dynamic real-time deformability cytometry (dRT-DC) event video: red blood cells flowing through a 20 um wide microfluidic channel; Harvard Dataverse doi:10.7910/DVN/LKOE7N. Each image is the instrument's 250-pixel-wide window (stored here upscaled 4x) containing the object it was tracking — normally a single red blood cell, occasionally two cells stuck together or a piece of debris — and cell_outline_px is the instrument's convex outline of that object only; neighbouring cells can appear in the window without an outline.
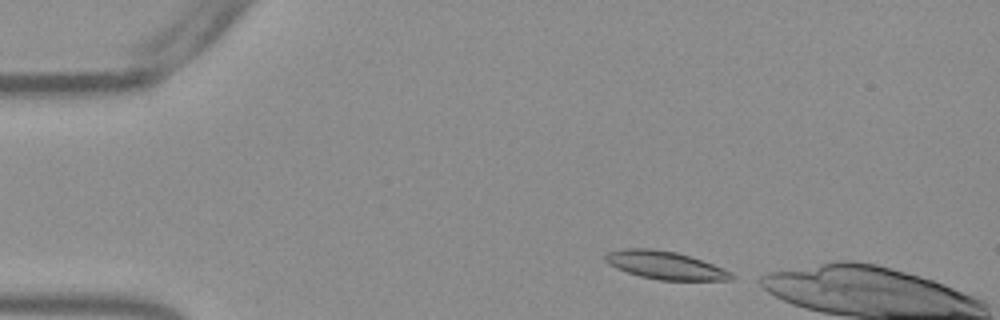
{"species": "Egyptian fruit bat (a non-hibernating species)", "species_latin": "Rousettus aegyptiacus", "temperature_condition": "warm", "stored_images_in_passage": 6, "camera_frame_rate_fps": 3000, "um_per_image_px": 0.085, "frame": {"image": 1, "passage_image": 2, "time_ms": 0.333, "image_size_px": [1000, 320], "cell_outline_px": [[736, 276], [732, 280], [660, 280], [640, 276], [616, 268], [608, 264], [604, 260], [604, 256], [608, 252], [624, 248], [652, 248], [676, 252], [724, 268], [732, 272]], "centroid_in_image_um": [56.54, 22.54], "position_along_channel_um": 28.5, "area_um2": 20.52}}